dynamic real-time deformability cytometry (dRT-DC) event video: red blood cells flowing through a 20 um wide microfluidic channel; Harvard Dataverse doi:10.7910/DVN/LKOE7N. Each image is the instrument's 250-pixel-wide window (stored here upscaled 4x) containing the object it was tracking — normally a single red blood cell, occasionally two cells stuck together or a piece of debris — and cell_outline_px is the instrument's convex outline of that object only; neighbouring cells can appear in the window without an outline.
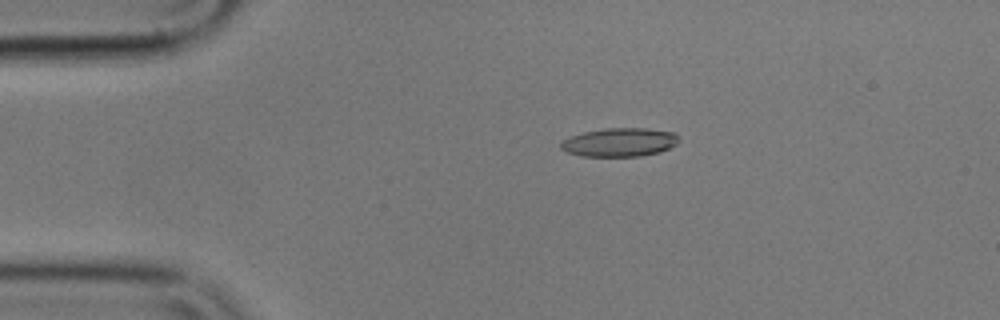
{"species": "common noctule bat (a hibernating species)", "species_latin": "Nyctalus noctula", "temperature_condition": "cold", "stored_images_in_passage": 56, "camera_frame_rate_fps": 3000, "um_per_image_px": 0.085, "animal": {"sex": "male", "body_mass_g": 17.9}, "frame": {"image": 1, "passage_image": 11, "time_ms": 3.333, "image_size_px": [1000, 320], "cell_outline_px": [[680, 140], [676, 144], [660, 152], [640, 156], [580, 156], [568, 152], [560, 148], [560, 140], [584, 132], [604, 128], [644, 128], [676, 132], [680, 136]], "centroid_in_image_um": [52.68, 12.08], "position_along_channel_um": 32.3, "area_um2": 19.83}}
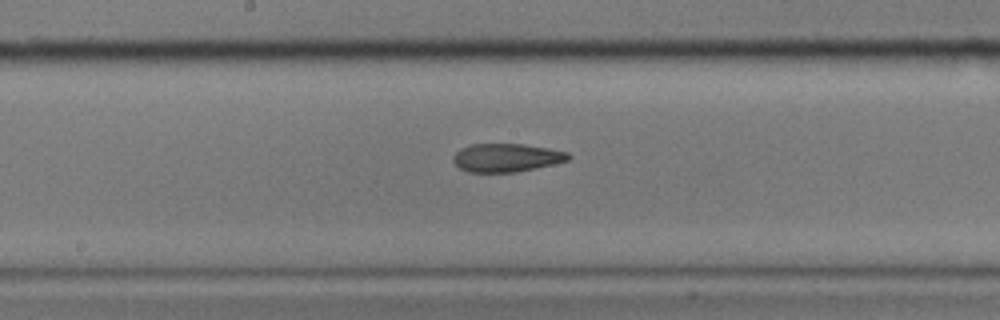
{"frame": {"image": 2, "passage_image": 29, "time_ms": 9.333, "image_size_px": [1000, 320], "cell_outline_px": [[572, 156], [568, 160], [552, 164], [516, 172], [468, 172], [460, 168], [452, 160], [452, 156], [460, 148], [472, 144], [524, 144], [548, 148], [568, 152]], "centroid_in_image_um": [43.03, 13.4], "position_along_channel_um": 205.2, "area_um2": 18.96}}
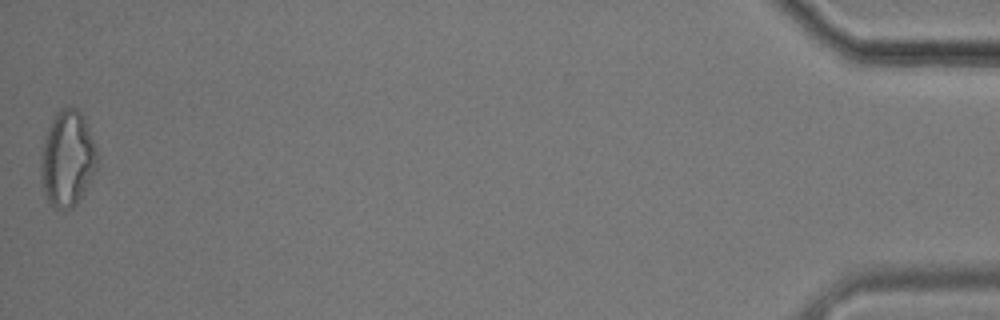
{"frame": {"image": 3, "passage_image": 56, "time_ms": 18.333, "image_size_px": [1000, 320], "cell_outline_px": [[100, 160], [84, 192], [76, 204], [72, 208], [64, 212], [52, 208], [44, 196], [40, 176], [40, 156], [44, 140], [48, 128], [56, 112], [60, 108], [76, 108], [84, 116], [96, 148]], "centroid_in_image_um": [5.71, 13.54], "position_along_channel_um": 429.5, "area_um2": 32.02}, "authors_computed_cell_mechanics": {"area_um2": 19.5364, "velocity_mm_per_s": 3.5473, "shape_relaxation_time_tau1_ms": null, "shape_relaxation_time_tau2_ms": 3.1681, "deformation_change_tau1": null, "deformation_change_tau2": 0.1096}}